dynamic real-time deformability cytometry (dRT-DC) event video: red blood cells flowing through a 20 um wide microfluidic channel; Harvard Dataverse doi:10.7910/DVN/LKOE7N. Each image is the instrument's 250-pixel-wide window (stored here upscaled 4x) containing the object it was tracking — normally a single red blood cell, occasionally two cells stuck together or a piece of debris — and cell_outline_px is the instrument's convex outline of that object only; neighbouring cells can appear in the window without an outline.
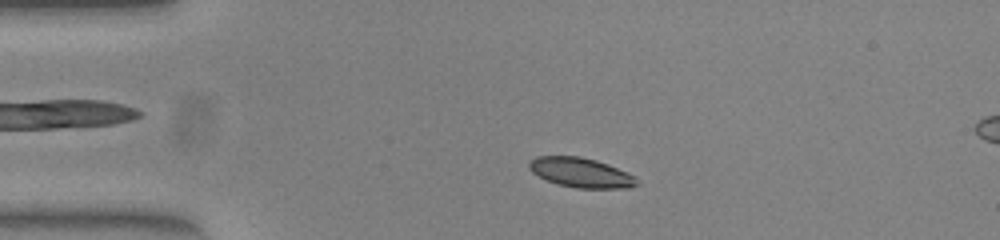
{"species": "common noctule bat (a hibernating species)", "species_latin": "Nyctalus noctula", "temperature_condition": "warm", "stored_images_in_passage": 48, "camera_frame_rate_fps": 3000, "um_per_image_px": 0.085, "animal": {"sex": "female", "body_mass_g": 23.0, "forearm_length_mm": 53.4}, "frame": {"image": 1, "passage_image": 7, "time_ms": 2.0, "image_size_px": [1000, 240], "cell_outline_px": [[640, 184], [628, 188], [576, 188], [560, 184], [548, 180], [532, 172], [528, 168], [528, 160], [536, 156], [580, 156], [596, 160], [608, 164], [628, 172]], "centroid_in_image_um": [49.36, 14.66], "position_along_channel_um": 35.6, "area_um2": 18.55}}
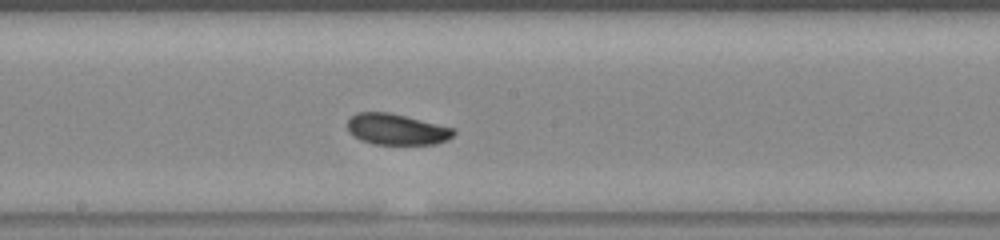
{"frame": {"image": 2, "passage_image": 24, "time_ms": 7.667, "image_size_px": [1000, 240], "cell_outline_px": [[456, 132], [448, 140], [436, 144], [372, 144], [360, 140], [352, 136], [348, 132], [348, 120], [356, 112], [388, 112], [452, 128]], "centroid_in_image_um": [33.66, 11.01], "position_along_channel_um": 214.5, "area_um2": 19.07}}
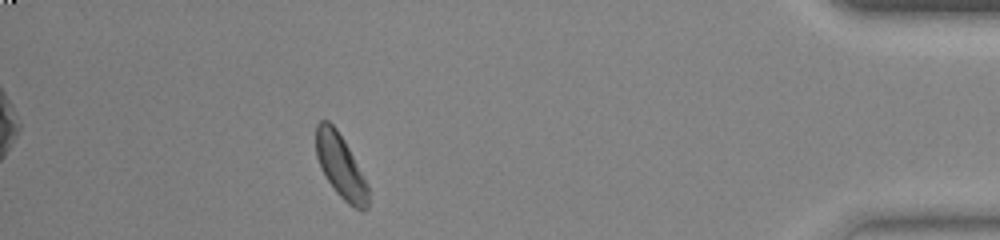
{"frame": {"image": 3, "passage_image": 43, "time_ms": 14.0, "image_size_px": [1000, 240], "cell_outline_px": [[368, 208], [364, 212], [360, 212], [348, 204], [336, 192], [320, 168], [316, 156], [316, 124], [320, 120], [328, 120], [336, 128], [344, 140], [368, 188]], "centroid_in_image_um": [28.93, 14.14], "position_along_channel_um": 406.3, "area_um2": 19.07}, "authors_computed_cell_mechanics": {"area_um2": 19.3052, "velocity_mm_per_s": 3.8527, "shape_relaxation_time_tau1_ms": 3.7929, "shape_relaxation_time_tau2_ms": 3.9845, "deformation_change_tau1": 0.1226, "deformation_change_tau2": 0.0814}}